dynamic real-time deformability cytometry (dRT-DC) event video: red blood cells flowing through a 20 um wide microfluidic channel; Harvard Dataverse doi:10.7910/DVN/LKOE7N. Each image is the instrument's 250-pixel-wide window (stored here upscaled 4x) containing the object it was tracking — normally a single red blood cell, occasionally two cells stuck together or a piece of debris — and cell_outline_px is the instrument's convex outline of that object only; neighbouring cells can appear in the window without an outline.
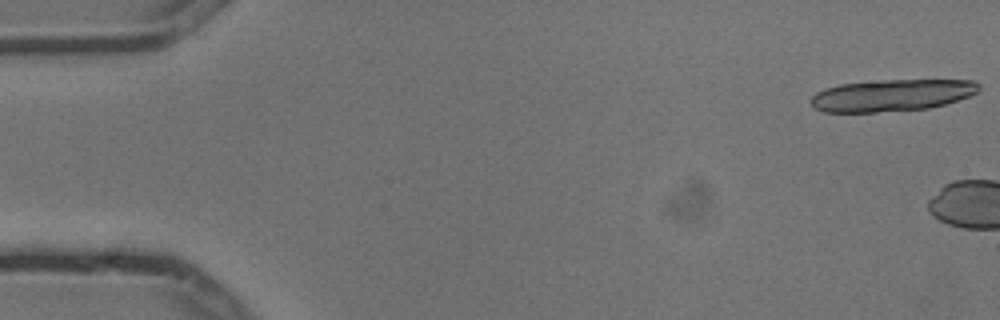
{"species": "common noctule bat (a hibernating species)", "species_latin": "Nyctalus noctula", "temperature_condition": "cold", "stored_images_in_passage": 2, "camera_frame_rate_fps": 3000, "um_per_image_px": 0.085, "animal": {"sex": "male", "body_mass_g": 13.3}, "frame": {"image": 1, "passage_image": 1, "time_ms": 0.0, "image_size_px": [1000, 320], "cell_outline_px": [[980, 88], [976, 92], [968, 96], [944, 104], [928, 108], [876, 112], [824, 112], [816, 108], [812, 104], [812, 96], [816, 92], [824, 88], [840, 84], [880, 80], [976, 80], [980, 84]], "centroid_in_image_um": [75.8, 8.09], "position_along_channel_um": 9.2, "area_um2": 31.04}}